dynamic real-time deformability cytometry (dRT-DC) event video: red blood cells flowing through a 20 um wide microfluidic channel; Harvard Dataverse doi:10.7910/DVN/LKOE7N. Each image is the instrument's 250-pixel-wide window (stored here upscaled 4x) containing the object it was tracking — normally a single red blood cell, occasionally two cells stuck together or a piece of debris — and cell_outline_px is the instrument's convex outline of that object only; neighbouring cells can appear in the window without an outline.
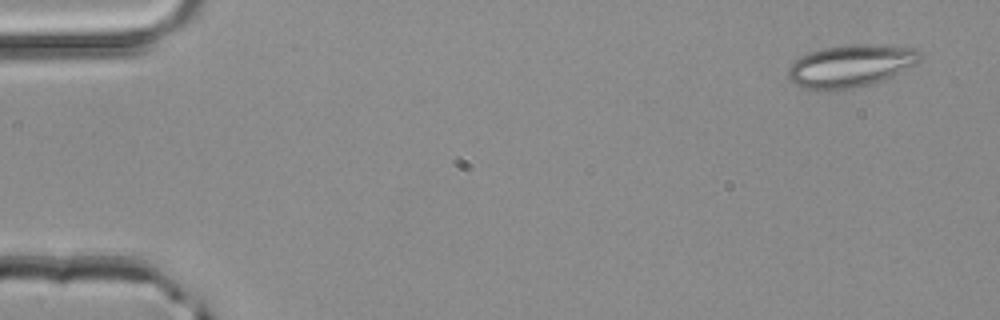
{"species": "common noctule bat (a hibernating species)", "species_latin": "Nyctalus noctula", "temperature_condition": "room temperature", "stored_images_in_passage": 3, "camera_frame_rate_fps": 3000, "um_per_image_px": 0.085, "animal": {"sex": "male", "body_mass_g": 20.4}, "frame": {"image": 1, "passage_image": 1, "time_ms": 0.0, "image_size_px": [1000, 320], "cell_outline_px": [[924, 56], [916, 64], [892, 76], [872, 84], [852, 88], [804, 88], [788, 80], [788, 68], [800, 56], [808, 52], [824, 48], [848, 44], [896, 44], [916, 48]], "centroid_in_image_um": [72.38, 5.55], "position_along_channel_um": 12.6, "area_um2": 32.66}}
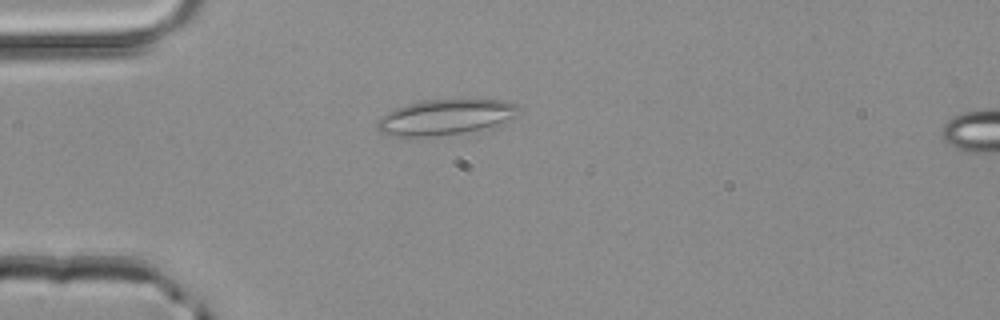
{"frame": {"image": 2, "passage_image": 3, "time_ms": 0.667, "image_size_px": [1000, 320], "cell_outline_px": [[520, 112], [496, 128], [416, 140], [404, 140], [380, 132], [376, 128], [376, 120], [380, 116], [396, 108], [408, 104], [428, 100], [500, 100], [516, 104], [520, 108]], "centroid_in_image_um": [37.81, 10.04], "position_along_channel_um": 47.2, "area_um2": 30.58}}